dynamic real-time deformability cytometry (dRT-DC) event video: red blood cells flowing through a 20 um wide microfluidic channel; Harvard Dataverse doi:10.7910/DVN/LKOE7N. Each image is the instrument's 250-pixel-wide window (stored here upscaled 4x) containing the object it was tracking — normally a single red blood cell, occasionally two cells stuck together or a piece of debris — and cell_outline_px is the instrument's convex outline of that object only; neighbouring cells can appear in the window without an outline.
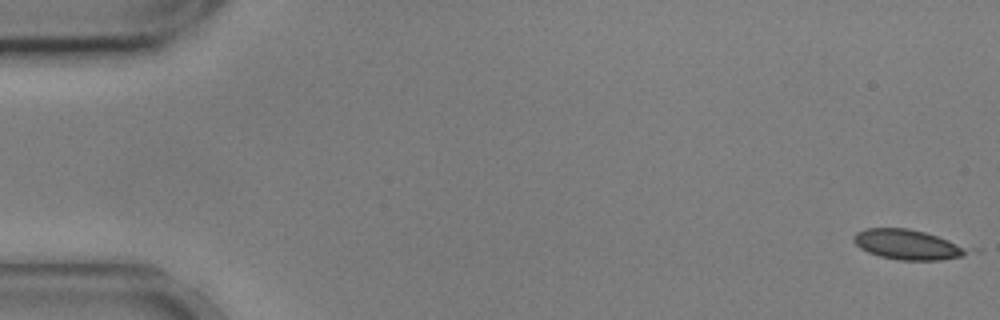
{"species": "common noctule bat (a hibernating species)", "species_latin": "Nyctalus noctula", "temperature_condition": "cold", "stored_images_in_passage": 17, "camera_frame_rate_fps": 3000, "um_per_image_px": 0.085, "animal": {"sex": "male", "body_mass_g": 17.9, "forearm_length_mm": 54.2}, "frame": {"image": 1, "passage_image": 1, "time_ms": 0.0, "image_size_px": [1000, 320], "cell_outline_px": [[980, 252], [964, 256], [940, 260], [900, 260], [880, 256], [868, 252], [860, 248], [852, 240], [852, 236], [856, 232], [864, 228], [908, 228], [924, 232], [980, 248]], "centroid_in_image_um": [77.35, 20.79], "position_along_channel_um": 7.6, "area_um2": 20.87}}
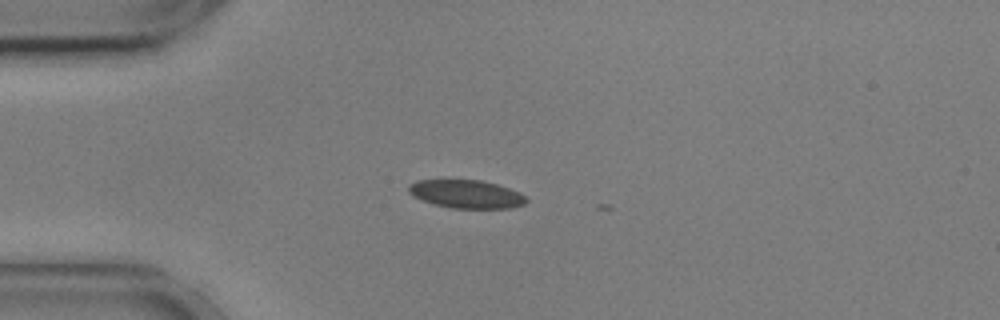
{"frame": {"image": 2, "passage_image": 14, "time_ms": 4.333, "image_size_px": [1000, 320], "cell_outline_px": [[528, 200], [524, 204], [508, 208], [452, 208], [436, 204], [412, 196], [408, 192], [408, 184], [416, 180], [480, 180], [496, 184], [520, 192]], "centroid_in_image_um": [39.61, 16.49], "position_along_channel_um": 45.4, "area_um2": 19.19}}